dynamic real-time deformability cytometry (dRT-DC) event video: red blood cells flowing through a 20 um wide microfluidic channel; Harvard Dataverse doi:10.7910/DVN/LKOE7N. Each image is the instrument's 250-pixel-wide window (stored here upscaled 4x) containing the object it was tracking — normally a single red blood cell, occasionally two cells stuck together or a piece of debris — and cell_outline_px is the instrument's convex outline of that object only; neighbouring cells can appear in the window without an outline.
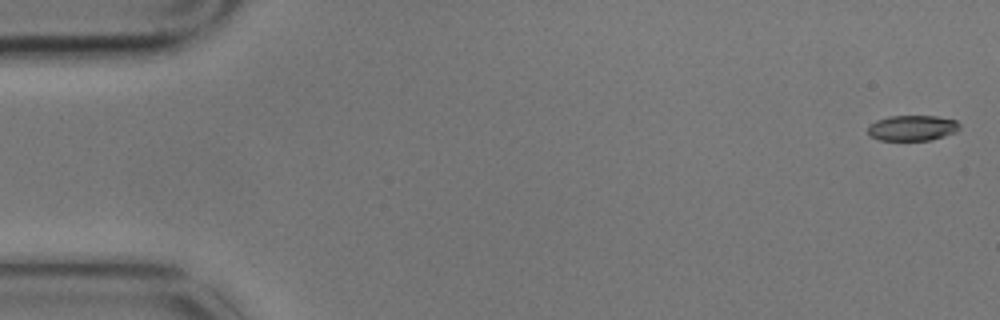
{"species": "common noctule bat (a hibernating species)", "species_latin": "Nyctalus noctula", "temperature_condition": "cold", "stored_images_in_passage": 5, "camera_frame_rate_fps": 3000, "um_per_image_px": 0.085, "animal": {"sex": "male", "body_mass_g": 17.9}, "frame": {"image": 1, "passage_image": 1, "time_ms": 0.0, "image_size_px": [1000, 320], "cell_outline_px": [[960, 128], [956, 132], [932, 140], [880, 140], [868, 136], [868, 128], [876, 120], [888, 116], [936, 116], [956, 120], [960, 124]], "centroid_in_image_um": [77.56, 10.88], "position_along_channel_um": 7.4, "area_um2": 13.7}}
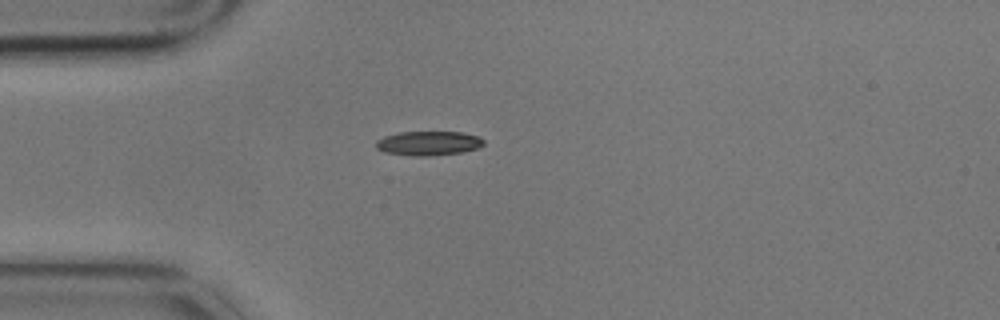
{"frame": {"image": 2, "passage_image": 5, "time_ms": 1.333, "image_size_px": [1000, 320], "cell_outline_px": [[484, 144], [476, 148], [460, 152], [428, 156], [412, 156], [384, 152], [376, 148], [376, 140], [384, 136], [400, 132], [460, 132], [480, 136], [484, 140]], "centroid_in_image_um": [36.4, 12.17], "position_along_channel_um": 48.6, "area_um2": 15.2}}